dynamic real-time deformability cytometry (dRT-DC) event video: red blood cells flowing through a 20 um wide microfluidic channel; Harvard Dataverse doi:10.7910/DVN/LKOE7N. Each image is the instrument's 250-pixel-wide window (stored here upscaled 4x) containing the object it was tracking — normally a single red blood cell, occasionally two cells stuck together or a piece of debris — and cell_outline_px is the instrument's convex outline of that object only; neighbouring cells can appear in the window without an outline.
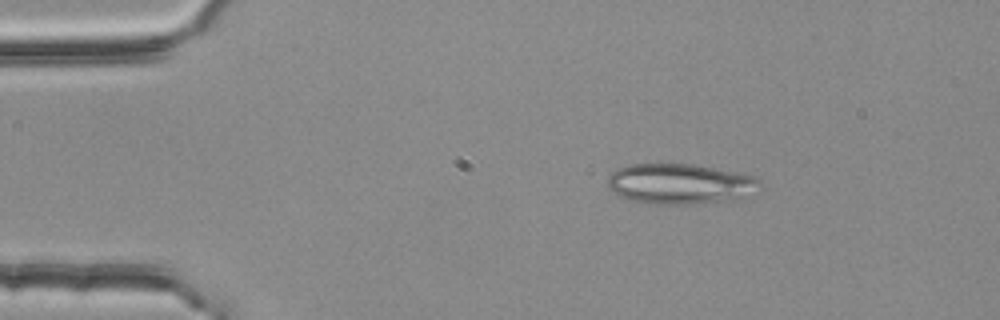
{"species": "common noctule bat (a hibernating species)", "species_latin": "Nyctalus noctula", "temperature_condition": "room temperature", "stored_images_in_passage": 3, "camera_frame_rate_fps": 3000, "um_per_image_px": 0.085, "animal": {"sex": "female", "body_mass_g": 25.1}, "frame": {"image": 1, "passage_image": 1, "time_ms": 0.0, "image_size_px": [1000, 320], "cell_outline_px": [[764, 188], [736, 200], [688, 204], [656, 204], [632, 200], [620, 196], [608, 188], [608, 176], [612, 172], [628, 164], [696, 164], [756, 176], [760, 180]], "centroid_in_image_um": [57.87, 15.62], "position_along_channel_um": 27.1, "area_um2": 36.13}}